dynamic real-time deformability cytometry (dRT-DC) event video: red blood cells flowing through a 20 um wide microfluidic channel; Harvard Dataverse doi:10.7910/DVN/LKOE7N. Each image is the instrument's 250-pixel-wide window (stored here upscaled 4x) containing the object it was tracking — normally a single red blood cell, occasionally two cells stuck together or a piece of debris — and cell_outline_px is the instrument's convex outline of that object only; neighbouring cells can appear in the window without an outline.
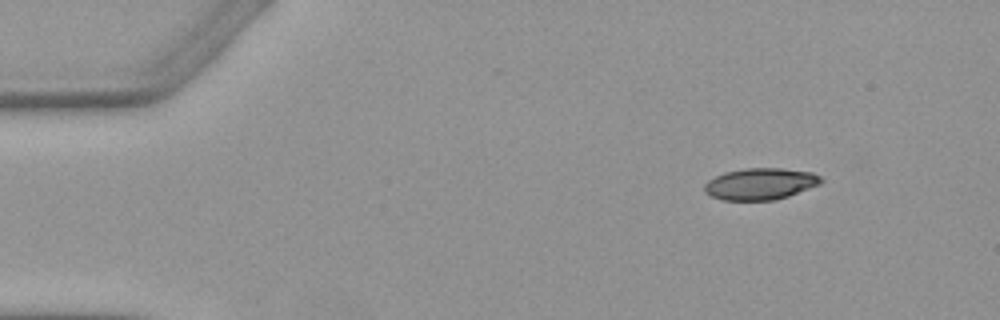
{"species": "Egyptian fruit bat (a non-hibernating species)", "species_latin": "Rousettus aegyptiacus", "temperature_condition": "warm", "stored_images_in_passage": 4, "camera_frame_rate_fps": 3000, "um_per_image_px": 0.085, "animal": {"sex": "female"}, "frame": {"image": 1, "passage_image": 1, "time_ms": 0.0, "image_size_px": [1000, 320], "cell_outline_px": [[824, 180], [820, 184], [788, 196], [776, 200], [720, 200], [704, 192], [704, 184], [708, 180], [724, 172], [744, 168], [784, 168], [812, 172], [820, 176]], "centroid_in_image_um": [64.62, 15.62], "position_along_channel_um": 20.4, "area_um2": 21.62}}
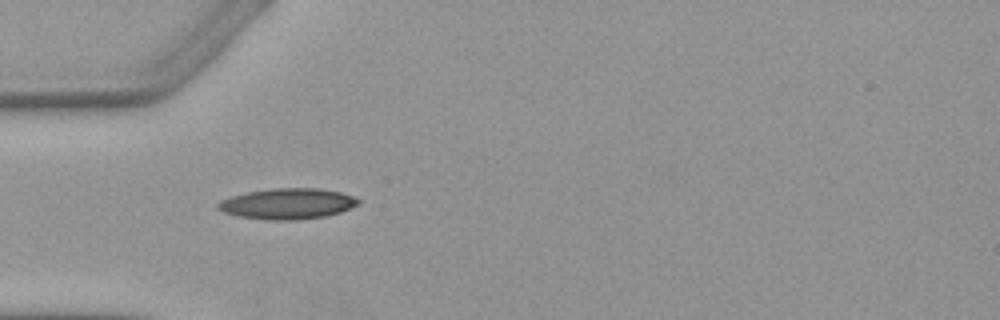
{"frame": {"image": 2, "passage_image": 3, "time_ms": 3.333, "image_size_px": [1000, 320], "cell_outline_px": [[360, 204], [340, 212], [324, 216], [296, 220], [264, 220], [240, 216], [224, 212], [216, 208], [216, 204], [220, 200], [232, 196], [248, 192], [272, 188], [320, 188], [340, 192], [356, 196], [360, 200]], "centroid_in_image_um": [24.46, 17.31], "position_along_channel_um": 60.5, "area_um2": 25.26}}
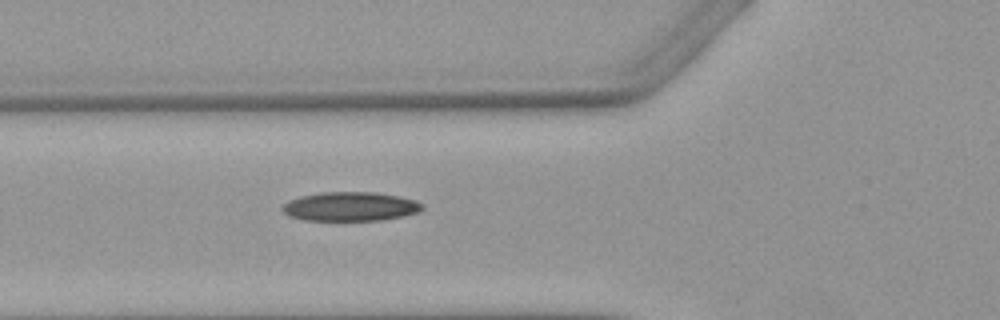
{"frame": {"image": 3, "passage_image": 4, "time_ms": 4.333, "image_size_px": [1000, 320], "cell_outline_px": [[424, 208], [420, 212], [404, 216], [380, 220], [304, 220], [288, 216], [280, 208], [288, 200], [300, 196], [320, 192], [376, 192], [400, 196], [416, 200]], "centroid_in_image_um": [29.77, 17.55], "position_along_channel_um": 96.0, "area_um2": 23.87}}